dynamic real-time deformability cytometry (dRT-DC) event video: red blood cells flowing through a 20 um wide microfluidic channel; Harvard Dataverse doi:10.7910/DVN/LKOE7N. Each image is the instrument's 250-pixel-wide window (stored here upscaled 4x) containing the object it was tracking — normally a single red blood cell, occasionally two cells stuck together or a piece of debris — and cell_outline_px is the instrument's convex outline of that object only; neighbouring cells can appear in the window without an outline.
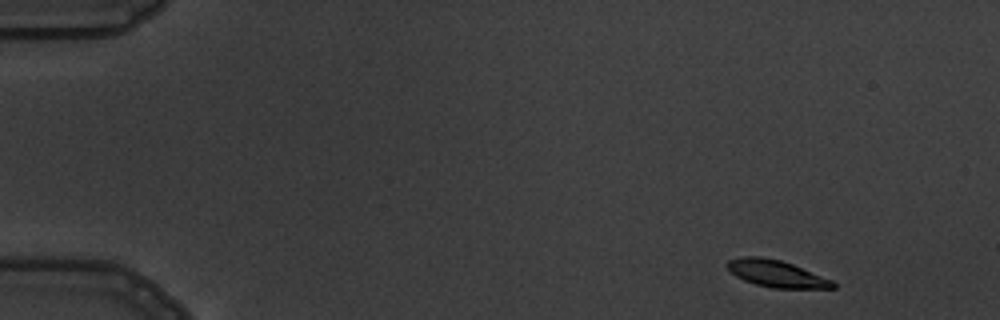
{"species": "common noctule bat (a hibernating species)", "species_latin": "Nyctalus noctula", "temperature_condition": "warm", "stored_images_in_passage": 5, "camera_frame_rate_fps": 3000, "um_per_image_px": 0.085, "animal": {"sex": "male", "body_mass_g": 19.5, "forearm_length_mm": 54.6}, "frame": {"image": 1, "passage_image": 1, "time_ms": 0.0, "image_size_px": [1000, 320], "cell_outline_px": [[836, 288], [772, 288], [756, 284], [744, 280], [736, 276], [728, 268], [728, 260], [744, 256], [760, 256], [780, 260], [792, 264], [832, 280], [836, 284]], "centroid_in_image_um": [66.01, 23.26], "position_along_channel_um": 19.0, "area_um2": 16.3}}
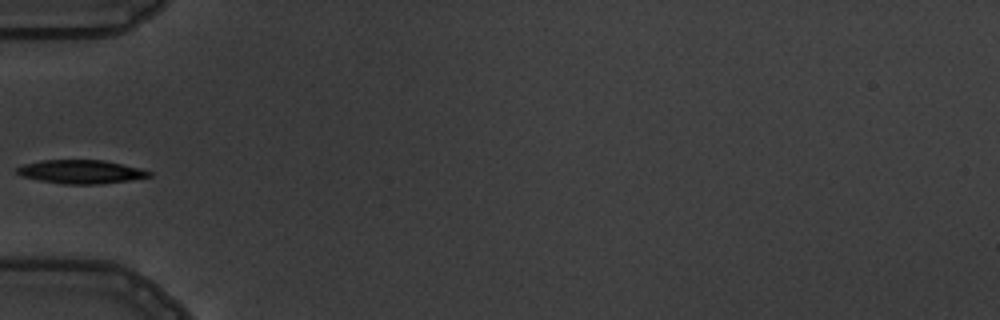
{"frame": {"image": 2, "passage_image": 5, "time_ms": 4.667, "image_size_px": [1000, 320], "cell_outline_px": [[152, 176], [128, 180], [100, 184], [64, 184], [40, 180], [20, 176], [16, 172], [16, 168], [24, 164], [40, 160], [104, 160], [140, 168], [152, 172]], "centroid_in_image_um": [6.86, 14.59], "position_along_channel_um": 78.1, "area_um2": 18.15}}